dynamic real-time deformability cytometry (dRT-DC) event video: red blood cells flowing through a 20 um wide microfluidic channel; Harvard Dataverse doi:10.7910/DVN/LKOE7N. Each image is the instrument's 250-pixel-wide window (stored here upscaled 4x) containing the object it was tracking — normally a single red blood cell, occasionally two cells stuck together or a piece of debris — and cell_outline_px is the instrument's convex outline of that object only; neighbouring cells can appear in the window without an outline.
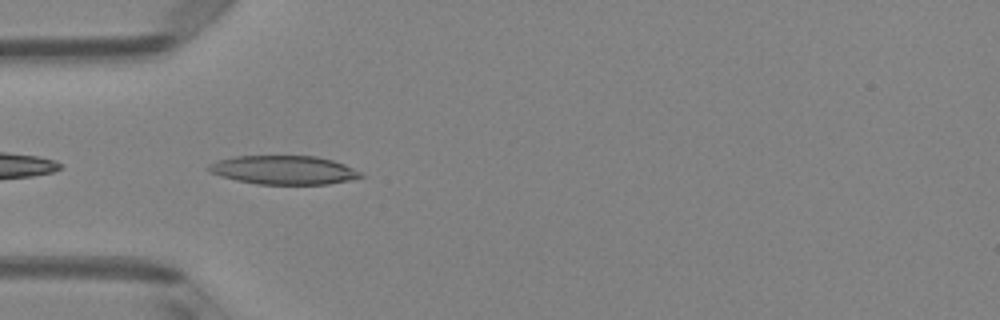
{"species": "Egyptian fruit bat (a non-hibernating species)", "species_latin": "Rousettus aegyptiacus", "temperature_condition": "room temperature", "stored_images_in_passage": 7, "camera_frame_rate_fps": 3000, "um_per_image_px": 0.085, "animal": {"sex": "female"}, "frame": {"image": 1, "passage_image": 5, "time_ms": 1.333, "image_size_px": [1000, 320], "cell_outline_px": [[364, 176], [348, 180], [328, 184], [256, 184], [236, 180], [220, 176], [204, 168], [208, 164], [220, 160], [236, 156], [316, 156], [332, 160], [344, 164], [360, 172]], "centroid_in_image_um": [24.09, 14.45], "position_along_channel_um": 60.9, "area_um2": 25.32}}
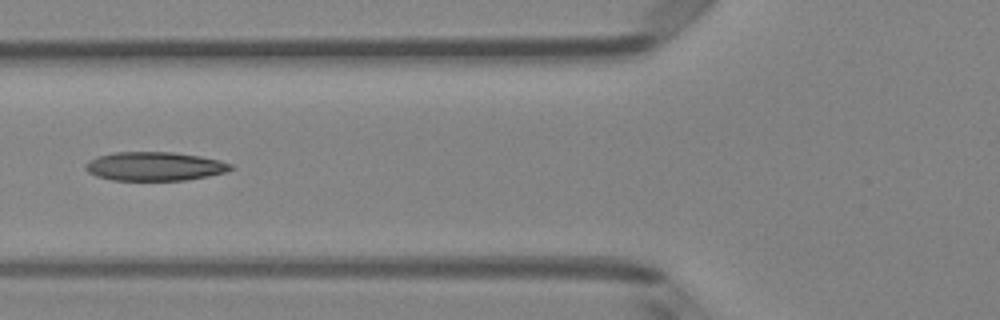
{"frame": {"image": 2, "passage_image": 6, "time_ms": 1.667, "image_size_px": [1000, 320], "cell_outline_px": [[232, 168], [224, 172], [208, 176], [184, 180], [112, 180], [96, 176], [88, 172], [84, 168], [84, 164], [88, 160], [96, 156], [116, 152], [172, 152], [200, 156], [220, 160], [232, 164]], "centroid_in_image_um": [13.09, 14.13], "position_along_channel_um": 112.7, "area_um2": 24.39}}
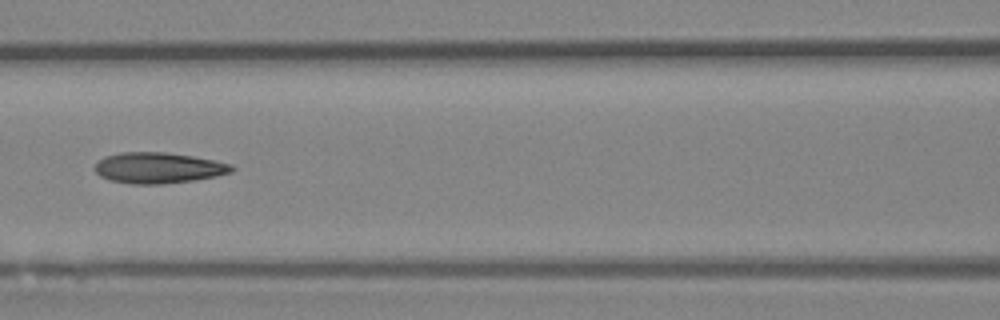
{"frame": {"image": 3, "passage_image": 7, "time_ms": 2.0, "image_size_px": [1000, 320], "cell_outline_px": [[236, 168], [232, 172], [216, 176], [192, 180], [160, 184], [132, 184], [108, 180], [100, 176], [92, 168], [104, 156], [120, 152], [164, 152], [192, 156], [232, 164]], "centroid_in_image_um": [13.43, 14.27], "position_along_channel_um": 153.2, "area_um2": 24.62}}